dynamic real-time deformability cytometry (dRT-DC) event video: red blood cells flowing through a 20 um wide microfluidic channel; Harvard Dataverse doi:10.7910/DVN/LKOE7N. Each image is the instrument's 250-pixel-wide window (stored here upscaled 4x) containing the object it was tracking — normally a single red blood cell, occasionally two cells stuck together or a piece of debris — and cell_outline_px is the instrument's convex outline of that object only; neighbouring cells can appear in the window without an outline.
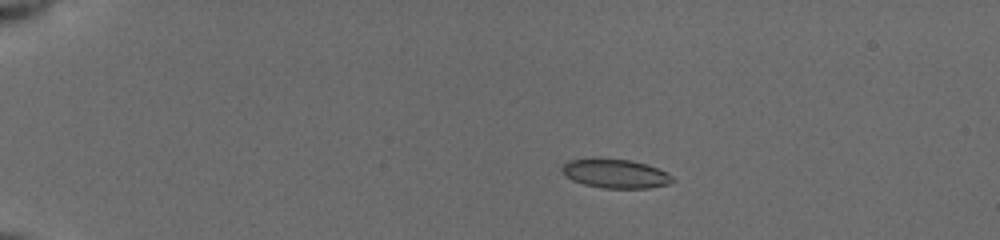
{"species": "common noctule bat (a hibernating species)", "species_latin": "Nyctalus noctula", "temperature_condition": "cold", "stored_images_in_passage": 44, "camera_frame_rate_fps": 3000, "um_per_image_px": 0.085, "animal": {"sex": "female", "body_mass_g": 19.5, "forearm_length_mm": 54.1}, "frame": {"image": 1, "passage_image": 1, "time_ms": 0.0, "image_size_px": [1000, 240], "cell_outline_px": [[676, 180], [668, 184], [648, 188], [604, 188], [584, 184], [572, 180], [564, 176], [560, 168], [568, 160], [600, 156], [632, 160], [668, 172]], "centroid_in_image_um": [52.26, 14.72], "position_along_channel_um": 32.7, "area_um2": 19.19}}
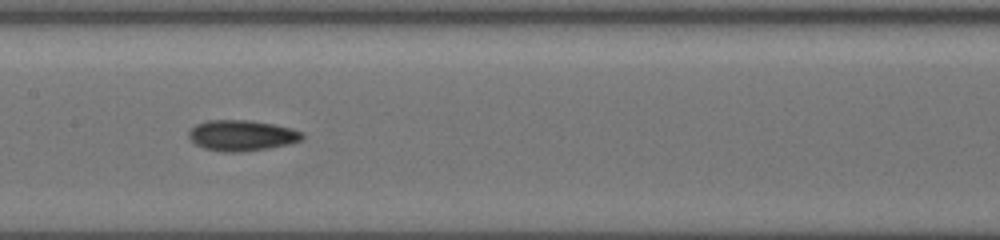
{"frame": {"image": 2, "passage_image": 19, "time_ms": 6.0, "image_size_px": [1000, 240], "cell_outline_px": [[304, 140], [292, 144], [268, 148], [240, 152], [220, 152], [204, 148], [196, 144], [188, 136], [188, 132], [196, 124], [208, 120], [248, 120], [272, 124], [292, 128], [304, 132]], "centroid_in_image_um": [20.6, 11.52], "position_along_channel_um": 186.8, "area_um2": 20.52}}
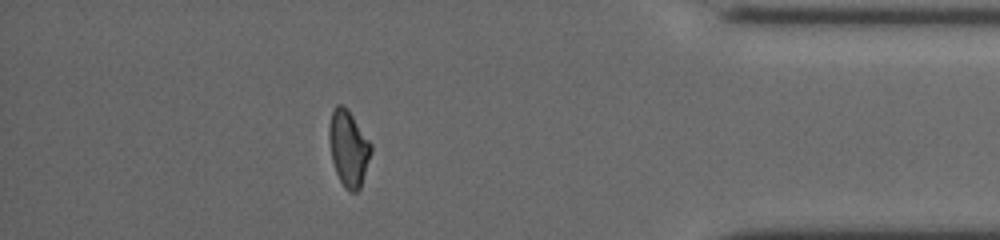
{"frame": {"image": 3, "passage_image": 38, "time_ms": 12.333, "image_size_px": [1000, 240], "cell_outline_px": [[372, 152], [360, 188], [356, 192], [348, 192], [344, 188], [336, 172], [332, 160], [328, 140], [328, 128], [332, 112], [336, 104], [340, 104], [348, 108], [372, 144]], "centroid_in_image_um": [29.62, 12.59], "position_along_channel_um": 405.6, "area_um2": 18.79}, "authors_computed_cell_mechanics": {"area_um2": 18.9295, "velocity_mm_per_s": 3.9241, "shape_relaxation_time_tau1_ms": 4.1224, "shape_relaxation_time_tau2_ms": 1.7685, "deformation_change_tau1": 0.1441, "deformation_change_tau2": 0.0798}}